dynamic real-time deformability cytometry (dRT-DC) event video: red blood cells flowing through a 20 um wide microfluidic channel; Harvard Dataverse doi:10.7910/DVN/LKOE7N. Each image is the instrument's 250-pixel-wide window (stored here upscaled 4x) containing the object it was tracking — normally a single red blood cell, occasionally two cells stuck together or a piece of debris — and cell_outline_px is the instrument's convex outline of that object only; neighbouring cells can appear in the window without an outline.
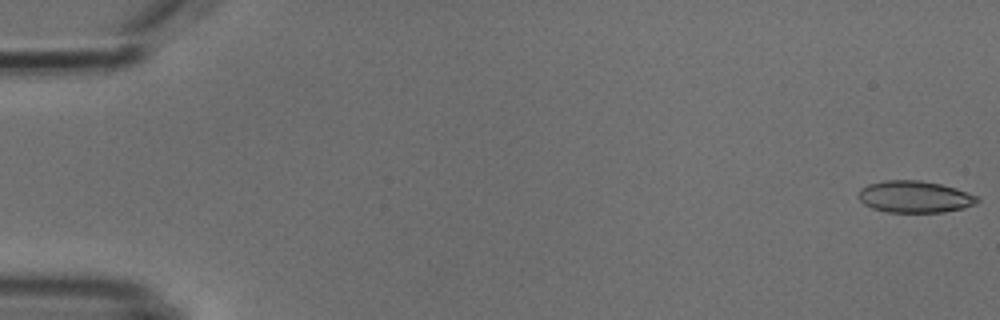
{"species": "common noctule bat (a hibernating species)", "species_latin": "Nyctalus noctula", "temperature_condition": "cold", "stored_images_in_passage": 5, "camera_frame_rate_fps": 3000, "um_per_image_px": 0.085, "animal": {"sex": "male", "body_mass_g": 18.8}, "frame": {"image": 1, "passage_image": 1, "time_ms": 0.0, "image_size_px": [1000, 320], "cell_outline_px": [[980, 200], [976, 204], [964, 208], [944, 212], [884, 212], [872, 208], [864, 204], [860, 200], [860, 188], [868, 184], [884, 180], [920, 180], [940, 184], [956, 188], [976, 196]], "centroid_in_image_um": [77.75, 16.73], "position_along_channel_um": 7.3, "area_um2": 22.02}}
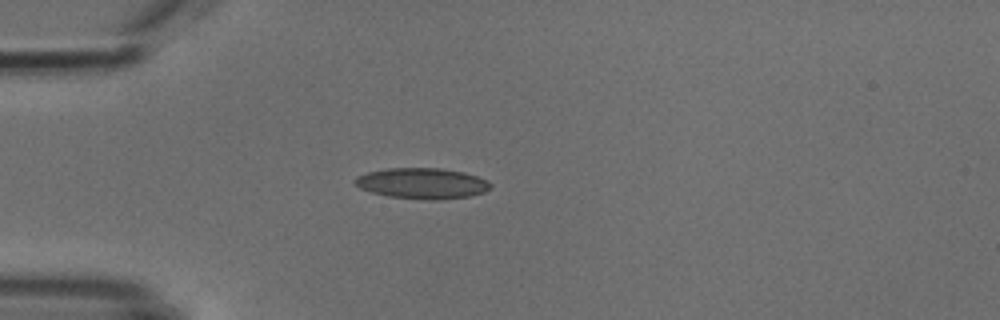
{"frame": {"image": 2, "passage_image": 5, "time_ms": 4.667, "image_size_px": [1000, 320], "cell_outline_px": [[492, 188], [484, 192], [468, 196], [436, 200], [428, 200], [388, 196], [372, 192], [360, 188], [352, 180], [368, 172], [388, 168], [440, 168], [464, 172], [488, 180], [492, 184]], "centroid_in_image_um": [35.92, 15.58], "position_along_channel_um": 49.1, "area_um2": 24.22}}